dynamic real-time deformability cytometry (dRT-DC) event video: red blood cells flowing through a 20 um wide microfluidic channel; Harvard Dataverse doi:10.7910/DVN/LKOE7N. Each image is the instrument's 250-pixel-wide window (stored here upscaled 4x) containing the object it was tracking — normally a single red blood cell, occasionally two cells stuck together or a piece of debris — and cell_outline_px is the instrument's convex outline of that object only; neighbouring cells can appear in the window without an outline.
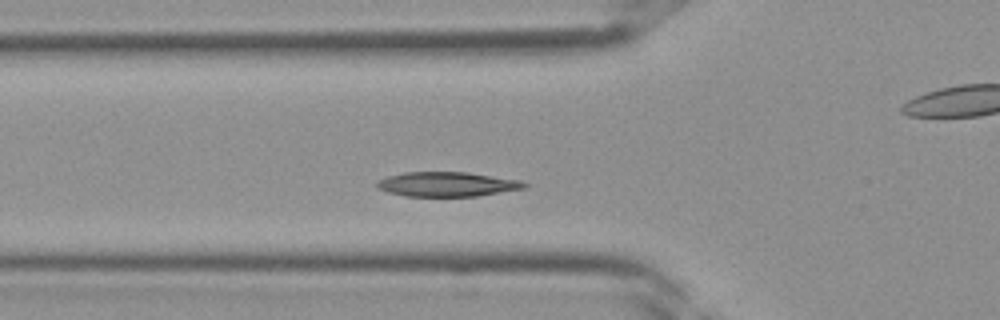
{"species": "Egyptian fruit bat (a non-hibernating species)", "species_latin": "Rousettus aegyptiacus", "temperature_condition": "room temperature", "stored_images_in_passage": 28, "camera_frame_rate_fps": 3000, "um_per_image_px": 0.085, "frame": {"image": 1, "passage_image": 2, "time_ms": 0.333, "image_size_px": [1000, 320], "cell_outline_px": [[528, 184], [524, 188], [476, 196], [404, 196], [388, 192], [376, 188], [376, 180], [388, 176], [404, 172], [468, 172], [520, 180]], "centroid_in_image_um": [37.95, 15.65], "position_along_channel_um": 87.8, "area_um2": 21.1}}
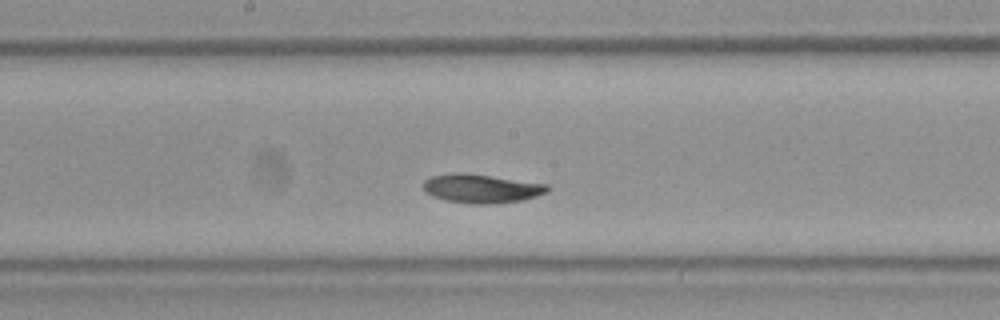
{"frame": {"image": 2, "passage_image": 9, "time_ms": 2.667, "image_size_px": [1000, 320], "cell_outline_px": [[552, 188], [548, 192], [524, 200], [496, 204], [472, 204], [444, 200], [432, 196], [424, 192], [420, 184], [424, 180], [432, 176], [456, 172], [488, 176], [548, 184]], "centroid_in_image_um": [40.89, 16.04], "position_along_channel_um": 207.3, "area_um2": 21.04}}
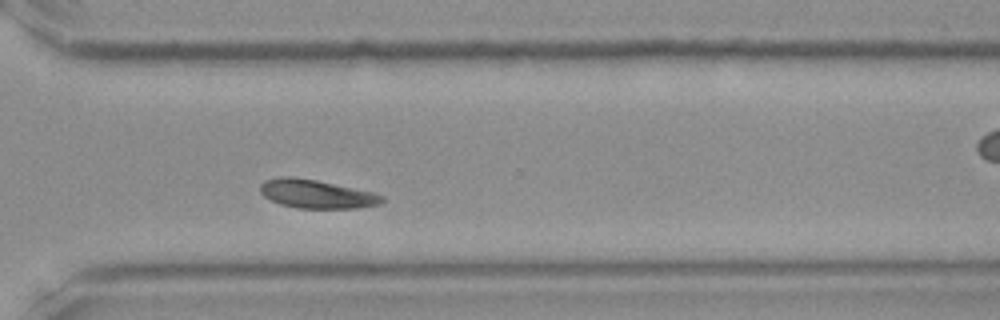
{"frame": {"image": 3, "passage_image": 17, "time_ms": 5.333, "image_size_px": [1000, 320], "cell_outline_px": [[384, 200], [380, 204], [356, 208], [296, 208], [280, 204], [264, 196], [260, 192], [260, 184], [264, 180], [280, 176], [288, 176], [316, 180], [376, 192], [384, 196]], "centroid_in_image_um": [26.91, 16.48], "position_along_channel_um": 343.7, "area_um2": 20.4}}